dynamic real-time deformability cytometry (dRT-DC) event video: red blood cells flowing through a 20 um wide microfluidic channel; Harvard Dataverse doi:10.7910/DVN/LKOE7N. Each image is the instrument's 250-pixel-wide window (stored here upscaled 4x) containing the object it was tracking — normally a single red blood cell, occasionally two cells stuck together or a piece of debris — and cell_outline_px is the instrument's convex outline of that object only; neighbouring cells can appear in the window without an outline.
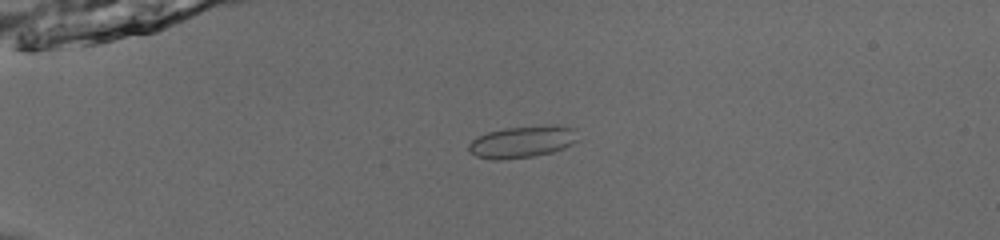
{"species": "common noctule bat (a hibernating species)", "species_latin": "Nyctalus noctula", "temperature_condition": "room temperature", "stored_images_in_passage": 45, "camera_frame_rate_fps": 3000, "um_per_image_px": 0.085, "animal": {"sex": "male", "body_mass_g": 13.0, "forearm_length_mm": 53.1}, "frame": {"image": 1, "passage_image": 6, "time_ms": 1.667, "image_size_px": [1000, 240], "cell_outline_px": [[580, 140], [564, 148], [552, 152], [532, 156], [500, 160], [492, 160], [476, 156], [468, 152], [468, 144], [476, 136], [488, 132], [504, 128], [552, 124], [556, 124], [576, 128]], "centroid_in_image_um": [44.43, 12.04], "position_along_channel_um": 40.6, "area_um2": 20.75}}
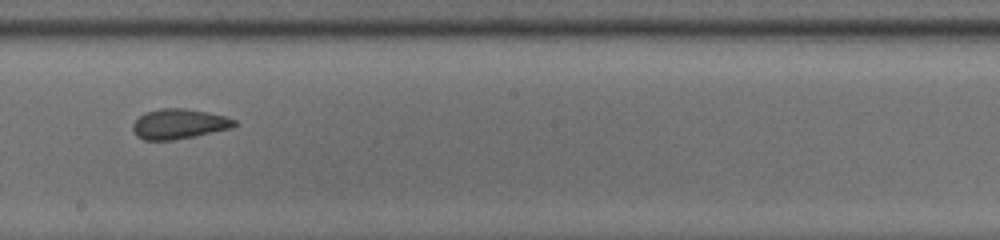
{"frame": {"image": 2, "passage_image": 24, "time_ms": 7.667, "image_size_px": [1000, 240], "cell_outline_px": [[236, 124], [228, 128], [196, 136], [172, 140], [144, 140], [136, 136], [132, 128], [132, 124], [144, 112], [160, 108], [184, 108], [208, 112], [224, 116], [236, 120]], "centroid_in_image_um": [15.16, 10.53], "position_along_channel_um": 233.0, "area_um2": 17.69}}
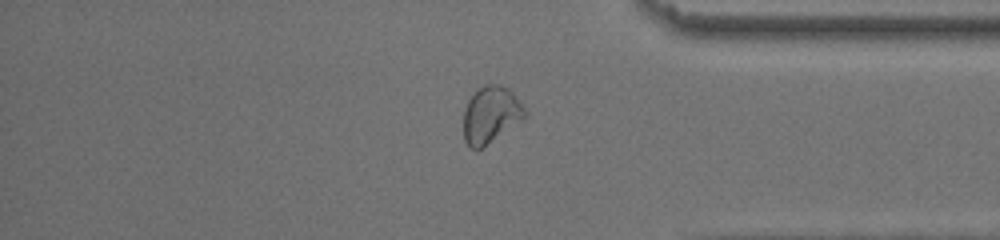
{"frame": {"image": 3, "passage_image": 37, "time_ms": 12.0, "image_size_px": [1000, 240], "cell_outline_px": [[528, 112], [520, 120], [480, 148], [472, 148], [464, 140], [464, 108], [468, 100], [484, 84], [496, 84], [508, 88], [516, 96]], "centroid_in_image_um": [41.7, 9.71], "position_along_channel_um": 393.5, "area_um2": 19.59}, "authors_computed_cell_mechanics": {"area_um2": 18.6116, "velocity_mm_per_s": 3.9113, "shape_relaxation_time_tau1_ms": 4.3504, "shape_relaxation_time_tau2_ms": 2.876, "deformation_change_tau1": 0.0861, "deformation_change_tau2": 0.0286}}